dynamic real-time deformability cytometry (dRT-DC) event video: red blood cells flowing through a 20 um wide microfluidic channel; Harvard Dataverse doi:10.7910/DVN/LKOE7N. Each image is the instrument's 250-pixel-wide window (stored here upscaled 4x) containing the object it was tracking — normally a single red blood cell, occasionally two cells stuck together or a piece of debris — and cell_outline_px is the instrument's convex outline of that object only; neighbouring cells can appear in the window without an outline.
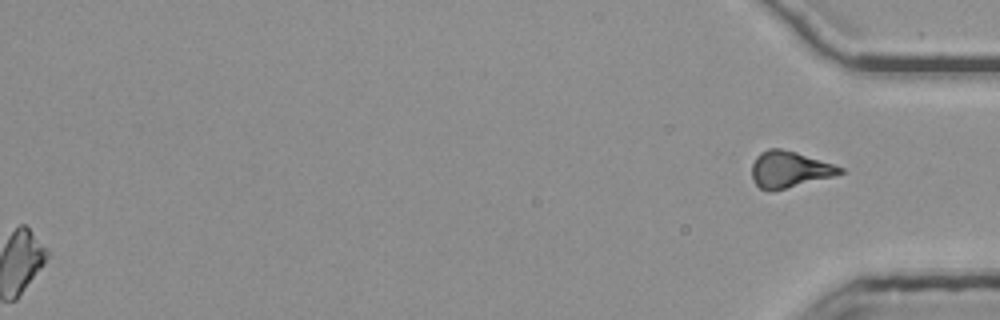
{"species": "common noctule bat (a hibernating species)", "species_latin": "Nyctalus noctula", "temperature_condition": "room temperature", "stored_images_in_passage": 46, "segment_of_instrument_passage": [2, 2], "camera_frame_rate_fps": 3000, "um_per_image_px": 0.085, "animal": {"sex": "female", "body_mass_g": 25.1}, "frame": {"image": 1, "passage_image": 46, "time_ms": 15.0, "image_size_px": [1000, 320], "cell_outline_px": [[848, 172], [784, 188], [760, 188], [752, 180], [752, 164], [756, 156], [760, 152], [768, 148], [780, 148], [796, 152], [844, 168]], "centroid_in_image_um": [67.1, 14.36], "position_along_channel_um": 368.1, "area_um2": 18.15}}